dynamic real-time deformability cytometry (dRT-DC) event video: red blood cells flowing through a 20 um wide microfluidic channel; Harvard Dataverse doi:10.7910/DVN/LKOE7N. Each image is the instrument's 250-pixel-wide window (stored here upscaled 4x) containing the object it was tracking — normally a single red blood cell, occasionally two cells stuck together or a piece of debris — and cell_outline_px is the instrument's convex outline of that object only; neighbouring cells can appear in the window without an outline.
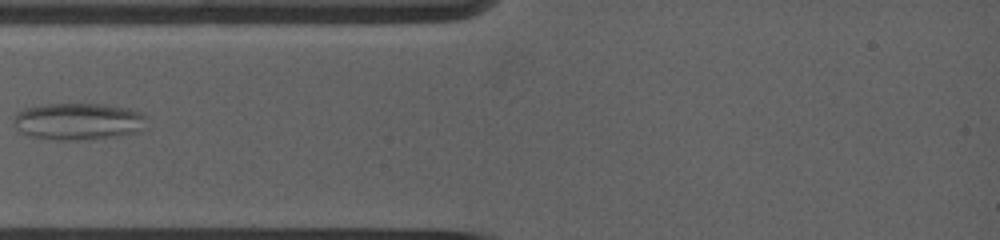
{"species": "common noctule bat (a hibernating species)", "species_latin": "Nyctalus noctula", "temperature_condition": "warm", "stored_images_in_passage": 12, "camera_frame_rate_fps": 5000, "um_per_image_px": 0.085, "animal": {"sex": "female", "body_mass_g": 19.0, "forearm_length_mm": 53.3}, "frame": {"image": 1, "passage_image": 6, "time_ms": 2.8, "image_size_px": [1000, 240], "cell_outline_px": [[144, 116], [136, 132], [80, 140], [56, 140], [28, 136], [20, 132], [12, 124], [12, 120], [16, 112], [24, 108], [44, 104], [104, 104], [128, 108], [144, 112]], "centroid_in_image_um": [6.5, 10.3], "position_along_channel_um": 78.5, "area_um2": 28.32}}
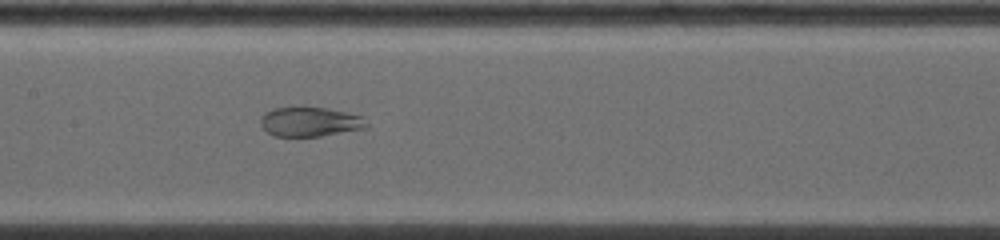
{"frame": {"image": 2, "passage_image": 12, "time_ms": 5.4, "image_size_px": [1000, 240], "cell_outline_px": [[368, 128], [320, 136], [276, 136], [268, 132], [260, 124], [260, 116], [264, 112], [272, 108], [328, 108], [364, 116], [368, 124]], "centroid_in_image_um": [26.38, 10.35], "position_along_channel_um": 181.0, "area_um2": 18.21}}